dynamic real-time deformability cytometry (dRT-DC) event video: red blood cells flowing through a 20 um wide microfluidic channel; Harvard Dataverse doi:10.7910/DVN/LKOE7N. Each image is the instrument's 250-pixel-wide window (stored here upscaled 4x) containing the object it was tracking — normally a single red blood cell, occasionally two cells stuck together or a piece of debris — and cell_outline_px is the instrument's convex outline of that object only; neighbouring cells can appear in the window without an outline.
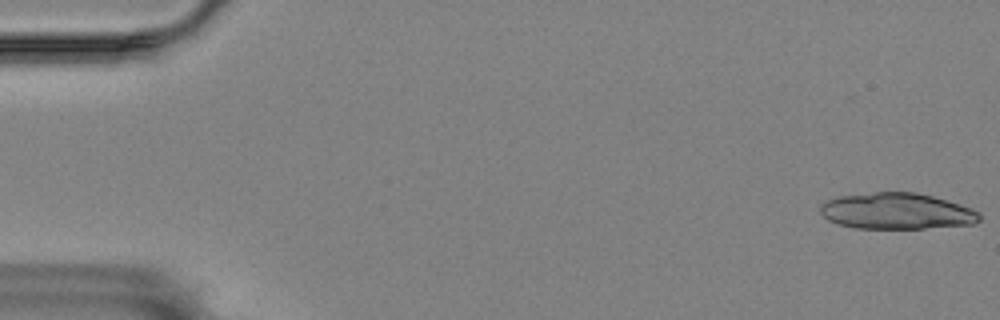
{"species": "Egyptian fruit bat (a non-hibernating species)", "species_latin": "Rousettus aegyptiacus", "temperature_condition": "room temperature", "stored_images_in_passage": 6, "camera_frame_rate_fps": 3000, "um_per_image_px": 0.085, "animal": {"sex": "female"}, "frame": {"image": 1, "passage_image": 1, "time_ms": 0.0, "image_size_px": [1000, 320], "cell_outline_px": [[980, 220], [972, 224], [924, 228], [856, 228], [840, 224], [828, 220], [820, 212], [820, 204], [824, 200], [836, 196], [876, 192], [916, 192], [932, 196], [960, 204], [972, 208], [980, 212]], "centroid_in_image_um": [76.2, 17.93], "position_along_channel_um": 8.8, "area_um2": 33.64}}